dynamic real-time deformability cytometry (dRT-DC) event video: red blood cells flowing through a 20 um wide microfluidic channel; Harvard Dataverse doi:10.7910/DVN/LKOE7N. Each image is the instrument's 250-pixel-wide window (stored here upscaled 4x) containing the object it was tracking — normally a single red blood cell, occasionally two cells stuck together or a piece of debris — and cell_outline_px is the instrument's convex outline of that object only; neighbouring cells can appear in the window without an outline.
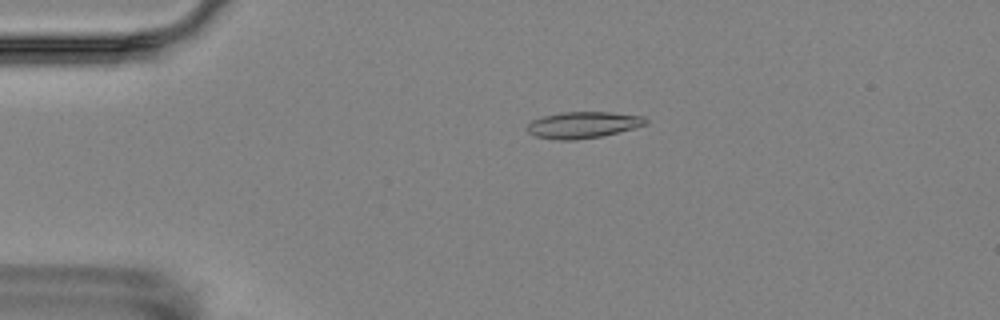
{"species": "Egyptian fruit bat (a non-hibernating species)", "species_latin": "Rousettus aegyptiacus", "temperature_condition": "room temperature", "stored_images_in_passage": 5, "camera_frame_rate_fps": 3000, "um_per_image_px": 0.085, "animal": {"sex": "female"}, "frame": {"image": 1, "passage_image": 4, "time_ms": 3.333, "image_size_px": [1000, 320], "cell_outline_px": [[648, 124], [600, 136], [576, 140], [556, 140], [536, 136], [528, 132], [524, 128], [532, 120], [544, 116], [560, 112], [612, 112], [644, 116], [648, 120]], "centroid_in_image_um": [49.53, 10.61], "position_along_channel_um": 35.5, "area_um2": 18.26}}